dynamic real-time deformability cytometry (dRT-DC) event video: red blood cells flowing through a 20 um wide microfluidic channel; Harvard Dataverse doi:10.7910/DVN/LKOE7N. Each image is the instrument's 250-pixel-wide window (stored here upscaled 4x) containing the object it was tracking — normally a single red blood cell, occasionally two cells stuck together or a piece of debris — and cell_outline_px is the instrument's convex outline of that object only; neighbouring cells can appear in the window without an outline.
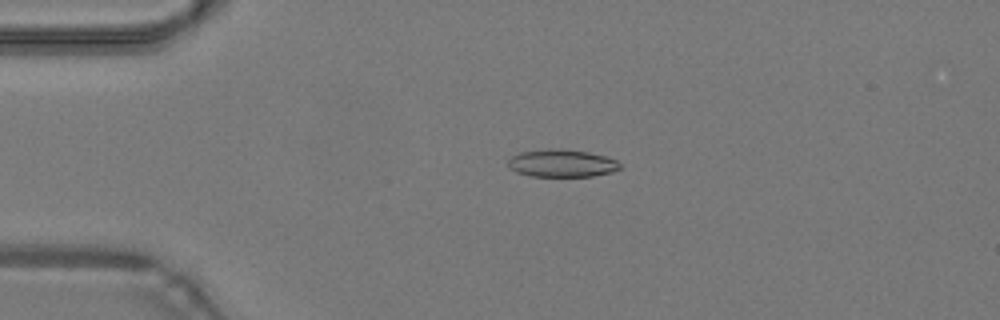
{"species": "common noctule bat (a hibernating species)", "species_latin": "Nyctalus noctula", "temperature_condition": "warm", "stored_images_in_passage": 17, "camera_frame_rate_fps": 3000, "um_per_image_px": 0.085, "animal": {"sex": "male", "body_mass_g": 19.2, "forearm_length_mm": 51.8}, "frame": {"image": 1, "passage_image": 4, "time_ms": 1.0, "image_size_px": [1000, 320], "cell_outline_px": [[620, 168], [612, 172], [592, 176], [532, 176], [516, 172], [508, 168], [508, 160], [512, 156], [520, 152], [548, 148], [560, 148], [588, 152], [604, 156], [616, 160], [620, 164]], "centroid_in_image_um": [47.72, 13.87], "position_along_channel_um": 37.3, "area_um2": 18.03}}
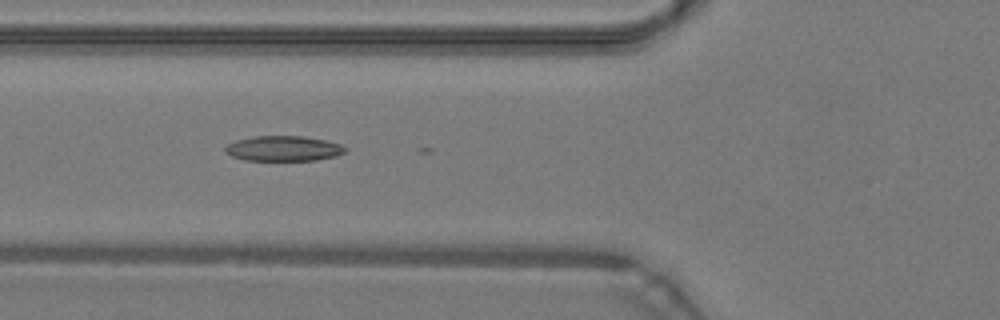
{"frame": {"image": 2, "passage_image": 11, "time_ms": 3.333, "image_size_px": [1000, 320], "cell_outline_px": [[344, 152], [336, 156], [316, 160], [244, 160], [232, 156], [224, 152], [224, 148], [228, 144], [236, 140], [252, 136], [304, 136], [324, 140], [340, 144], [344, 148]], "centroid_in_image_um": [24.04, 12.62], "position_along_channel_um": 101.8, "area_um2": 17.51}}
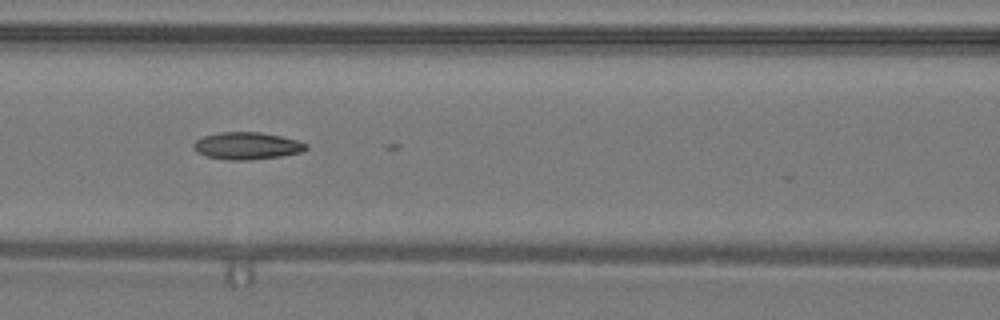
{"frame": {"image": 3, "passage_image": 14, "time_ms": 4.333, "image_size_px": [1000, 320], "cell_outline_px": [[308, 148], [300, 152], [280, 156], [248, 160], [228, 160], [208, 156], [196, 152], [192, 148], [192, 144], [196, 140], [204, 136], [220, 132], [260, 132], [280, 136], [296, 140], [308, 144]], "centroid_in_image_um": [20.96, 12.39], "position_along_channel_um": 145.6, "area_um2": 17.74}}